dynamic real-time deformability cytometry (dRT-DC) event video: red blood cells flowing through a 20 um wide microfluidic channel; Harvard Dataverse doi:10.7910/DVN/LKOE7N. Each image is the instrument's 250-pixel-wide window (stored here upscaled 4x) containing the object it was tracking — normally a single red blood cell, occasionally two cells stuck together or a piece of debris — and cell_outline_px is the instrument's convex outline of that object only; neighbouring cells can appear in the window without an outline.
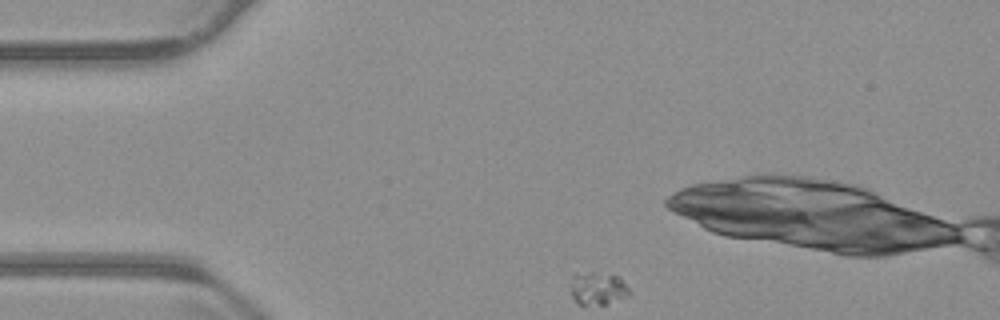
{"species": "common noctule bat (a hibernating species)", "species_latin": "Nyctalus noctula", "temperature_condition": "warm", "stored_images_in_passage": 47, "camera_frame_rate_fps": 3000, "um_per_image_px": 0.085, "animal": {"sex": "male", "body_mass_g": 23.1, "forearm_length_mm": 52.7}, "frame": {"image": 1, "passage_image": 1, "time_ms": 0.0, "image_size_px": [1000, 320], "cell_outline_px": [[632, 292], [628, 296], [604, 304], [576, 304], [572, 296], [572, 272], [592, 272], [620, 276]], "centroid_in_image_um": [50.82, 24.49], "position_along_channel_um": 34.2, "area_um2": 11.33}}
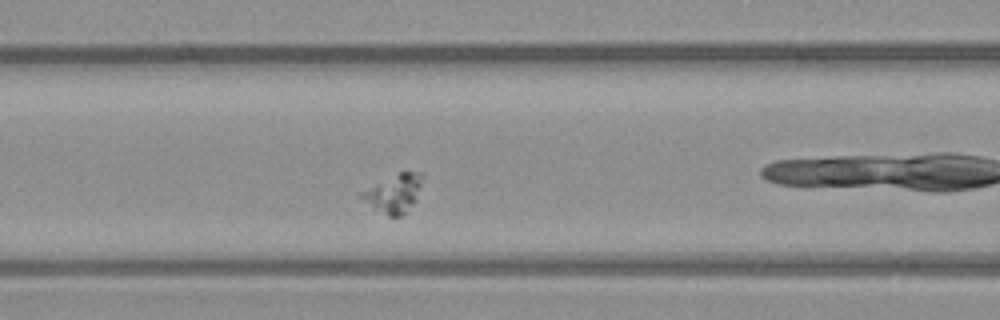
{"frame": {"image": 2, "passage_image": 13, "time_ms": 4.0, "image_size_px": [1000, 320], "cell_outline_px": [[424, 176], [416, 200], [400, 216], [388, 216], [376, 208], [360, 196], [360, 192], [400, 172], [420, 172]], "centroid_in_image_um": [33.54, 16.41], "position_along_channel_um": 133.1, "area_um2": 12.89}}
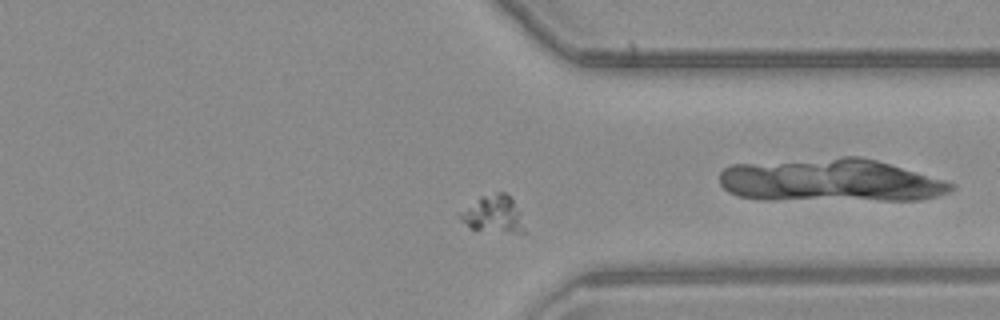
{"frame": {"image": 3, "passage_image": 33, "time_ms": 10.667, "image_size_px": [1000, 320], "cell_outline_px": [[524, 232], [516, 232], [468, 228], [460, 220], [460, 216], [480, 196], [496, 192], [504, 192], [512, 200], [520, 212], [524, 228]], "centroid_in_image_um": [41.96, 18.19], "position_along_channel_um": 369.4, "area_um2": 13.24}}